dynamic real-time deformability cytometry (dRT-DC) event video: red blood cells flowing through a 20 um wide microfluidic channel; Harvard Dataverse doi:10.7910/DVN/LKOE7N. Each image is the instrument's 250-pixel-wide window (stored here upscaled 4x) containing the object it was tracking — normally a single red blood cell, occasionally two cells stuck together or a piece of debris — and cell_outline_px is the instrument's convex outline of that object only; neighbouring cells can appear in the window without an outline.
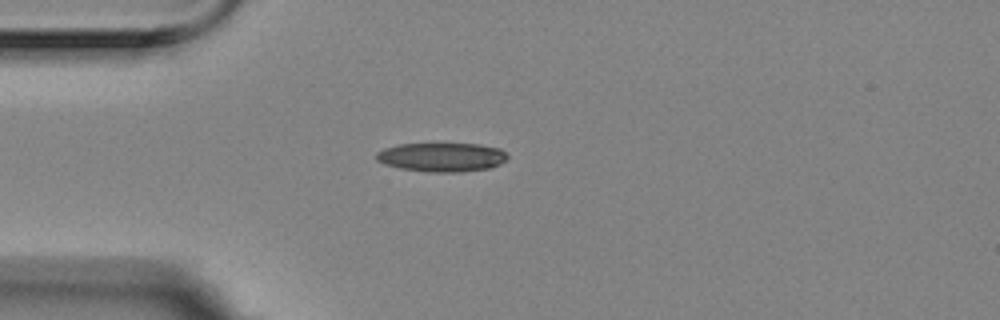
{"species": "Egyptian fruit bat (a non-hibernating species)", "species_latin": "Rousettus aegyptiacus", "temperature_condition": "room temperature", "stored_images_in_passage": 1, "camera_frame_rate_fps": 3000, "um_per_image_px": 0.085, "animal": {"sex": "female"}, "frame": {"image": 1, "passage_image": 1, "time_ms": 0.0, "image_size_px": [1000, 320], "cell_outline_px": [[508, 156], [500, 164], [492, 168], [460, 172], [428, 172], [400, 168], [384, 164], [376, 160], [376, 152], [384, 148], [400, 144], [480, 144], [500, 148]], "centroid_in_image_um": [37.55, 13.36], "position_along_channel_um": 47.5, "area_um2": 22.2}}